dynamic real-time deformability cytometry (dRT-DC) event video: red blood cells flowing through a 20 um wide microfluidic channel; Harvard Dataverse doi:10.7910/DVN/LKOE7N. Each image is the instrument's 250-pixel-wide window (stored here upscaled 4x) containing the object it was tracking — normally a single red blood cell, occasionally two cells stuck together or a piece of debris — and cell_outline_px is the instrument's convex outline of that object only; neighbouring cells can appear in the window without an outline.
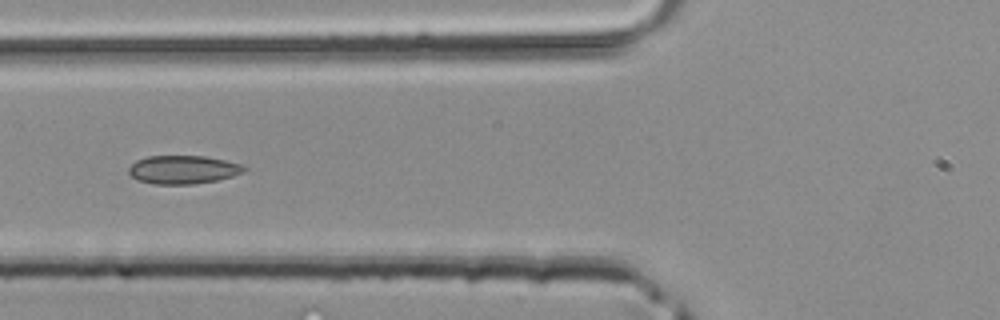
{"species": "common noctule bat (a hibernating species)", "species_latin": "Nyctalus noctula", "temperature_condition": "room temperature", "stored_images_in_passage": 13, "camera_frame_rate_fps": 3000, "um_per_image_px": 0.085, "animal": {"sex": "male", "body_mass_g": 20.4}, "frame": {"image": 1, "passage_image": 6, "time_ms": 1.667, "image_size_px": [1000, 320], "cell_outline_px": [[248, 168], [244, 172], [232, 176], [216, 180], [192, 184], [152, 184], [140, 180], [132, 176], [128, 172], [128, 168], [136, 160], [148, 156], [204, 156], [224, 160], [240, 164]], "centroid_in_image_um": [15.56, 14.41], "position_along_channel_um": 110.2, "area_um2": 18.96}}
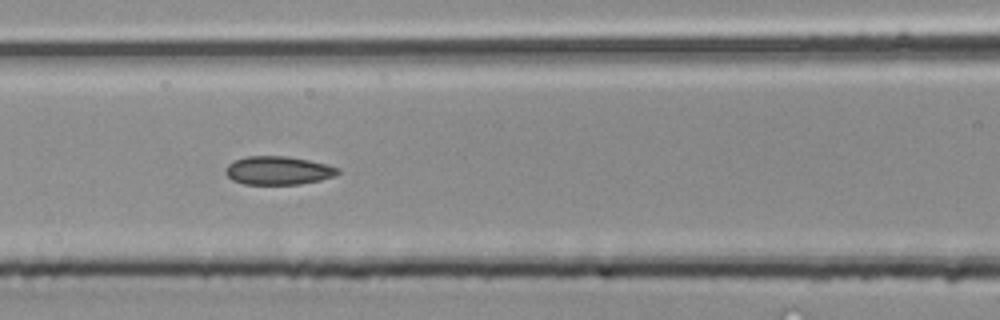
{"frame": {"image": 2, "passage_image": 8, "time_ms": 2.333, "image_size_px": [1000, 320], "cell_outline_px": [[340, 172], [336, 176], [320, 180], [300, 184], [244, 184], [232, 180], [224, 172], [224, 168], [228, 164], [236, 160], [248, 156], [288, 156], [328, 164], [340, 168]], "centroid_in_image_um": [23.67, 14.49], "position_along_channel_um": 142.9, "area_um2": 18.73}}